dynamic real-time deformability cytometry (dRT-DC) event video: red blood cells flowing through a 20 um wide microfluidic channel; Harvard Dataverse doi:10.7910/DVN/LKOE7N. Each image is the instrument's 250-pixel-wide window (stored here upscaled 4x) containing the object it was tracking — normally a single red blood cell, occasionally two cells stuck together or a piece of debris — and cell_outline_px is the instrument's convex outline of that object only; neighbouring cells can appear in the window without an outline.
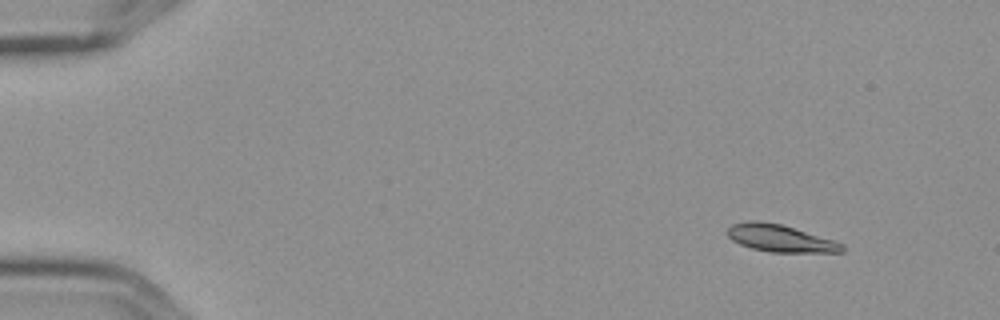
{"species": "Egyptian fruit bat (a non-hibernating species)", "species_latin": "Rousettus aegyptiacus", "temperature_condition": "cold", "stored_images_in_passage": 4, "camera_frame_rate_fps": 3000, "um_per_image_px": 0.085, "frame": {"image": 1, "passage_image": 1, "time_ms": 0.0, "image_size_px": [1000, 320], "cell_outline_px": [[844, 252], [772, 252], [752, 248], [740, 244], [732, 240], [728, 236], [728, 228], [732, 224], [752, 220], [756, 220], [780, 224], [832, 240], [844, 244]], "centroid_in_image_um": [66.3, 20.26], "position_along_channel_um": 18.7, "area_um2": 17.8}}